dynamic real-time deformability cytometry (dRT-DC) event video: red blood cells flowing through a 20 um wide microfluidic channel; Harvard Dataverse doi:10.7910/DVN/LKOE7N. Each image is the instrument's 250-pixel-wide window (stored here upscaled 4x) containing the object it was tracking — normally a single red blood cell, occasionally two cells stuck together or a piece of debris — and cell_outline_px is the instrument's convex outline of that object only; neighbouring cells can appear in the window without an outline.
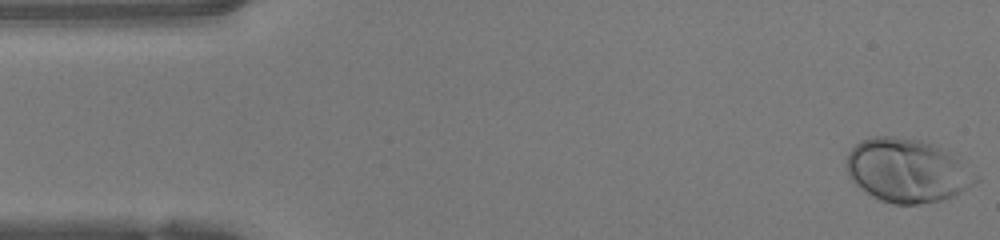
{"species": "human", "species_latin": "Homo sapiens", "temperature_condition": "warm", "stored_images_in_passage": 47, "camera_frame_rate_fps": 3000, "um_per_image_px": 0.085, "donor": {"sex": "female"}, "frame": {"image": 1, "passage_image": 1, "time_ms": 0.0, "image_size_px": [1000, 240], "cell_outline_px": [[980, 180], [960, 192], [952, 196], [940, 200], [920, 204], [892, 204], [880, 200], [856, 184], [848, 176], [848, 152], [860, 140], [872, 136], [892, 136], [920, 140], [932, 144], [940, 148], [980, 176]], "centroid_in_image_um": [77.09, 14.5], "position_along_channel_um": 7.9, "area_um2": 47.16}}
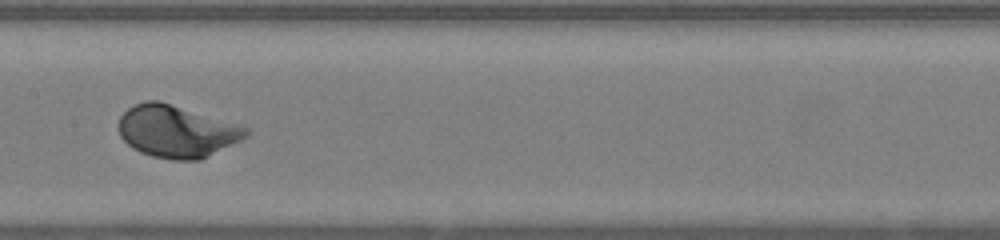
{"frame": {"image": 2, "passage_image": 23, "time_ms": 7.333, "image_size_px": [1000, 240], "cell_outline_px": [[248, 136], [200, 160], [172, 160], [152, 156], [140, 152], [132, 148], [120, 136], [120, 116], [132, 104], [144, 100], [160, 100], [248, 128]], "centroid_in_image_um": [14.97, 11.16], "position_along_channel_um": 192.4, "area_um2": 38.44}}
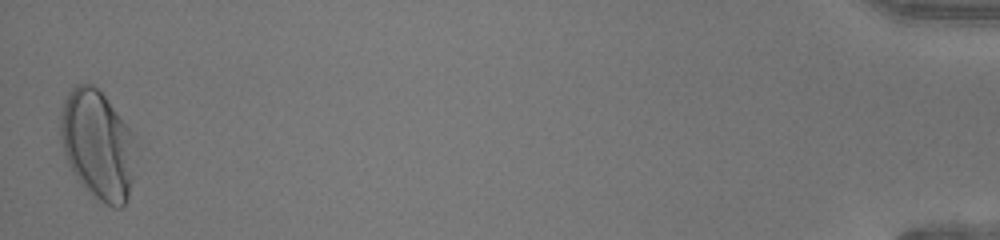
{"frame": {"image": 3, "passage_image": 47, "time_ms": 15.333, "image_size_px": [1000, 240], "cell_outline_px": [[132, 136], [128, 196], [124, 204], [120, 208], [112, 208], [104, 204], [72, 172], [68, 164], [64, 152], [60, 136], [60, 112], [64, 100], [68, 92], [76, 84], [92, 84], [104, 96], [132, 132]], "centroid_in_image_um": [8.21, 12.25], "position_along_channel_um": 427.0, "area_um2": 46.01}, "authors_computed_cell_mechanics": {"area_um2": 38.148, "velocity_mm_per_s": 4.204, "shape_relaxation_time_tau1_ms": 2.0133, "shape_relaxation_time_tau2_ms": null, "deformation_change_tau1": 0.1704, "deformation_change_tau2": null}}